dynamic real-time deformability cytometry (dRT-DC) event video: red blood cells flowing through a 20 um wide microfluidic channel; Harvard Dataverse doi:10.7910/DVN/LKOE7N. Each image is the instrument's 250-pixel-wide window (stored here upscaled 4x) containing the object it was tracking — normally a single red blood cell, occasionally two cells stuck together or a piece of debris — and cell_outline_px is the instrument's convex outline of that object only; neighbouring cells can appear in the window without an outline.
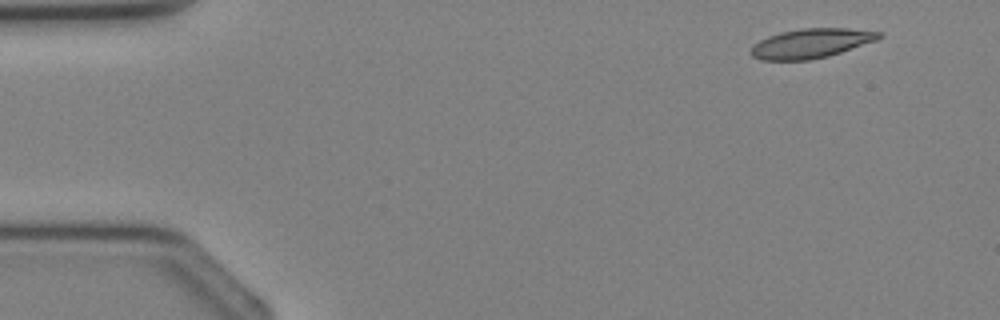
{"species": "Egyptian fruit bat (a non-hibernating species)", "species_latin": "Rousettus aegyptiacus", "temperature_condition": "cold", "stored_images_in_passage": 3, "camera_frame_rate_fps": 3000, "um_per_image_px": 0.085, "animal": {"sex": "female"}, "frame": {"image": 1, "passage_image": 1, "time_ms": 0.0, "image_size_px": [1000, 320], "cell_outline_px": [[884, 36], [876, 40], [828, 56], [808, 60], [760, 60], [752, 56], [752, 44], [768, 36], [780, 32], [800, 28], [848, 28], [880, 32]], "centroid_in_image_um": [68.92, 3.68], "position_along_channel_um": 16.1, "area_um2": 21.85}}
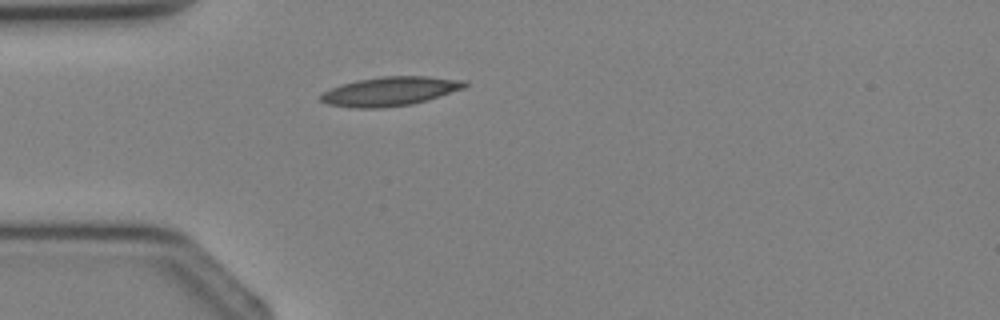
{"frame": {"image": 2, "passage_image": 3, "time_ms": 2.333, "image_size_px": [1000, 320], "cell_outline_px": [[468, 84], [464, 88], [412, 104], [384, 108], [356, 108], [328, 104], [320, 100], [320, 96], [324, 92], [332, 88], [344, 84], [360, 80], [384, 76], [428, 76], [468, 80]], "centroid_in_image_um": [33.2, 7.76], "position_along_channel_um": 51.8, "area_um2": 24.1}}